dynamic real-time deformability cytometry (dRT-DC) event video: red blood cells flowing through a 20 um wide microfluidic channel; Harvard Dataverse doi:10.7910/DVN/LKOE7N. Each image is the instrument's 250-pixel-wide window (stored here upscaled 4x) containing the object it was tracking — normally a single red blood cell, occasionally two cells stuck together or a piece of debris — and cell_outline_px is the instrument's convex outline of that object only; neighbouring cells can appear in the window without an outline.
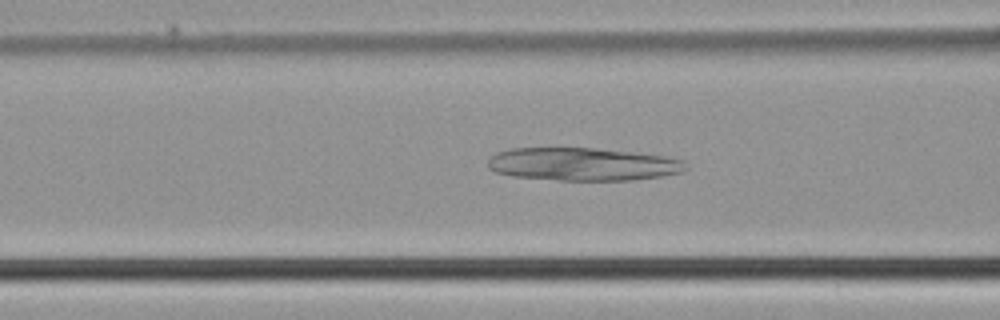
{"species": "common noctule bat (a hibernating species)", "species_latin": "Nyctalus noctula", "temperature_condition": "cold", "stored_images_in_passage": 42, "camera_frame_rate_fps": 3000, "um_per_image_px": 0.085, "animal": {"sex": "male", "body_mass_g": 21.5, "forearm_length_mm": 52.0}, "frame": {"image": 1, "passage_image": 18, "time_ms": 5.667, "image_size_px": [1000, 320], "cell_outline_px": [[688, 168], [684, 172], [664, 176], [632, 180], [560, 180], [512, 176], [496, 172], [488, 168], [488, 160], [496, 152], [512, 148], [596, 148], [632, 152], [664, 156], [684, 160]], "centroid_in_image_um": [49.57, 13.96], "position_along_channel_um": 117.0, "area_um2": 38.15}}
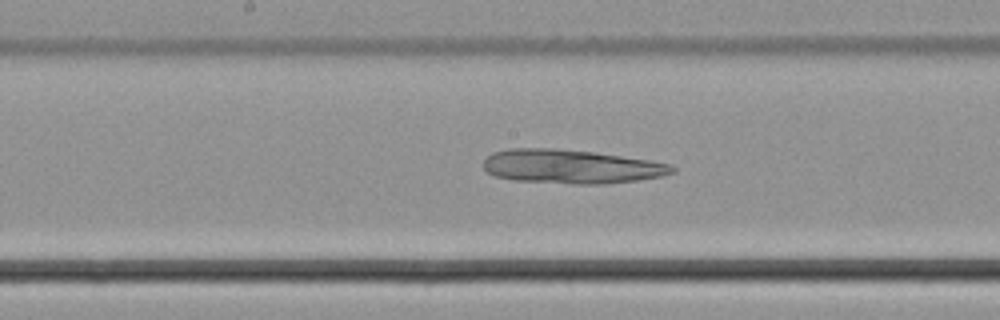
{"frame": {"image": 2, "passage_image": 24, "time_ms": 7.667, "image_size_px": [1000, 320], "cell_outline_px": [[676, 172], [660, 176], [636, 180], [604, 184], [576, 184], [512, 180], [496, 176], [488, 172], [484, 168], [484, 160], [492, 152], [508, 148], [556, 148], [592, 152], [652, 160], [672, 164], [676, 168]], "centroid_in_image_um": [48.56, 14.15], "position_along_channel_um": 199.6, "area_um2": 37.45}}
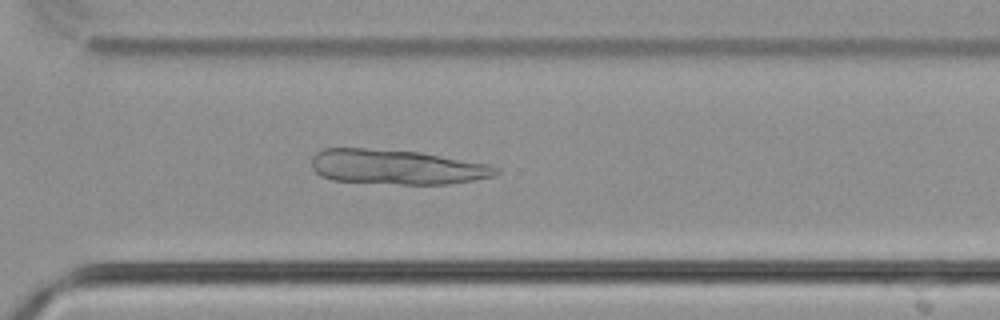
{"frame": {"image": 3, "passage_image": 34, "time_ms": 11.0, "image_size_px": [1000, 320], "cell_outline_px": [[500, 172], [492, 176], [472, 180], [448, 184], [400, 184], [332, 180], [320, 176], [312, 168], [312, 156], [316, 152], [324, 148], [364, 148], [420, 152], [488, 164], [500, 168]], "centroid_in_image_um": [33.69, 14.19], "position_along_channel_um": 336.9, "area_um2": 37.34}}